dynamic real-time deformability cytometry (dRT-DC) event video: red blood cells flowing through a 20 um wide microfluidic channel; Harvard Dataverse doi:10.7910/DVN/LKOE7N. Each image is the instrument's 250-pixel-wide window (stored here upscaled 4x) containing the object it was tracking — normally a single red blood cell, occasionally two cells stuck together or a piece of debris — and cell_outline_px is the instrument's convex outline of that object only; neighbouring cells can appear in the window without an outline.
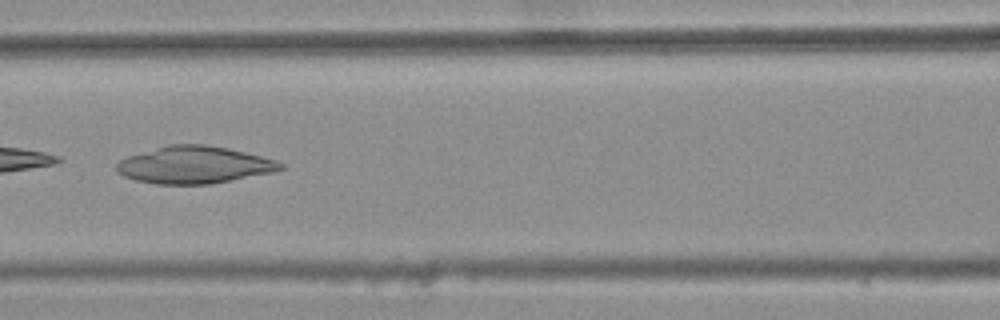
{"species": "common noctule bat (a hibernating species)", "species_latin": "Nyctalus noctula", "temperature_condition": "warm", "stored_images_in_passage": 6, "camera_frame_rate_fps": 3000, "um_per_image_px": 0.085, "animal": {"sex": "female", "body_mass_g": 25.1}, "frame": {"image": 1, "passage_image": 4, "time_ms": 1.0, "image_size_px": [1000, 320], "cell_outline_px": [[284, 168], [272, 172], [208, 184], [156, 184], [136, 180], [124, 176], [116, 172], [116, 164], [120, 160], [128, 156], [168, 144], [204, 144], [228, 148], [276, 160], [284, 164]], "centroid_in_image_um": [16.48, 14.01], "position_along_channel_um": 150.1, "area_um2": 35.26}}
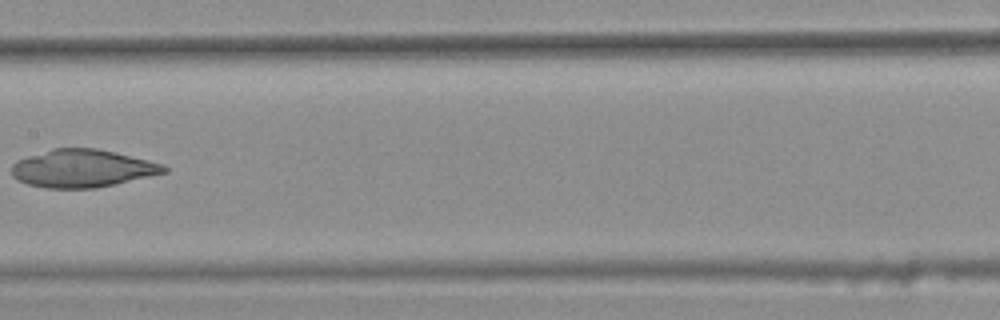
{"frame": {"image": 2, "passage_image": 5, "time_ms": 1.333, "image_size_px": [1000, 320], "cell_outline_px": [[168, 172], [96, 188], [44, 188], [28, 184], [12, 176], [12, 164], [16, 160], [52, 148], [96, 148], [148, 160], [164, 164], [168, 168]], "centroid_in_image_um": [7.0, 14.31], "position_along_channel_um": 200.4, "area_um2": 33.41}}
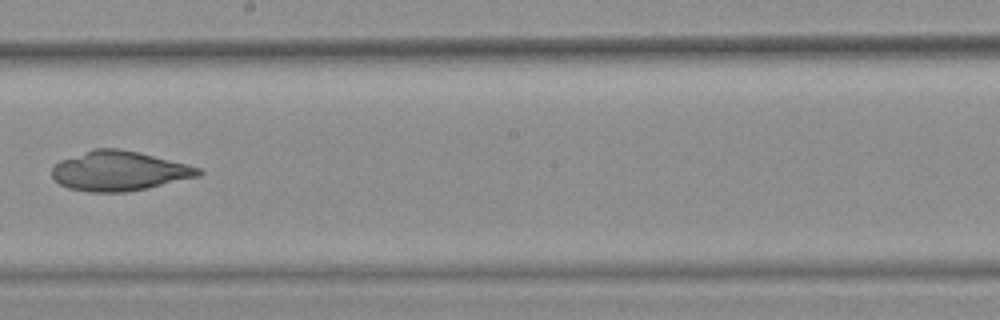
{"frame": {"image": 3, "passage_image": 6, "time_ms": 1.667, "image_size_px": [1000, 320], "cell_outline_px": [[204, 172], [200, 176], [144, 188], [124, 192], [88, 192], [68, 188], [60, 184], [52, 176], [52, 168], [60, 160], [96, 148], [120, 148], [188, 164], [200, 168]], "centroid_in_image_um": [10.13, 14.53], "position_along_channel_um": 238.1, "area_um2": 33.52}}